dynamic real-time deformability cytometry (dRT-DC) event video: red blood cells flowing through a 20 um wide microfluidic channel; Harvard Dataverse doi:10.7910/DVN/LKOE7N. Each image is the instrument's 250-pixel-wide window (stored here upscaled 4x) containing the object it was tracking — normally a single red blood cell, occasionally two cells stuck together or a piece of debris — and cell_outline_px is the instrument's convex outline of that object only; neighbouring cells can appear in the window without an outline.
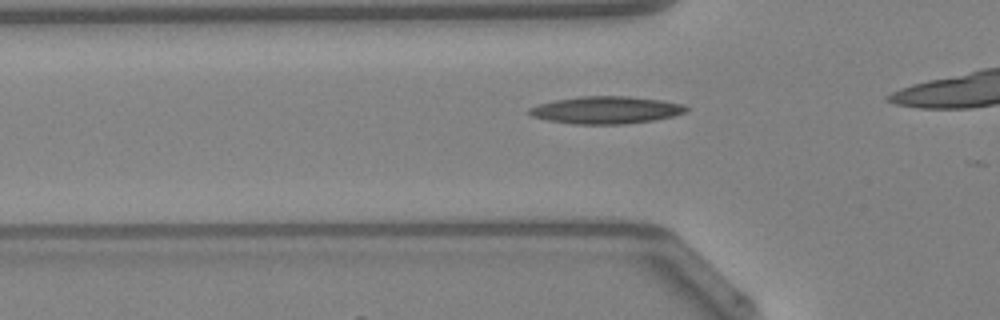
{"species": "Egyptian fruit bat (a non-hibernating species)", "species_latin": "Rousettus aegyptiacus", "temperature_condition": "warm", "stored_images_in_passage": 27, "camera_frame_rate_fps": 3000, "um_per_image_px": 0.085, "animal": {"sex": "female"}, "frame": {"image": 1, "passage_image": 5, "time_ms": 1.333, "image_size_px": [1000, 320], "cell_outline_px": [[688, 108], [684, 112], [672, 116], [652, 120], [624, 124], [572, 124], [548, 120], [532, 116], [528, 112], [528, 108], [540, 104], [556, 100], [580, 96], [628, 96], [660, 100], [684, 104]], "centroid_in_image_um": [51.5, 9.35], "position_along_channel_um": 74.3, "area_um2": 24.8}}